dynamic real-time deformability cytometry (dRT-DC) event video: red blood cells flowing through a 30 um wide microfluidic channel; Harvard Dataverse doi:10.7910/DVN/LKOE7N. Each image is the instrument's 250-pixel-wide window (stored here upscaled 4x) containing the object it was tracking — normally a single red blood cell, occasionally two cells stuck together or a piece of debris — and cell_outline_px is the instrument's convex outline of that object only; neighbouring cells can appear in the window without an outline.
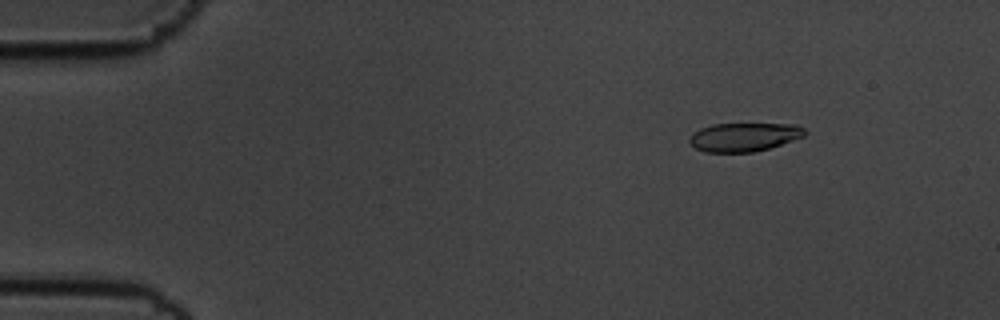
{"species": "common noctule bat (a hibernating species)", "species_latin": "Nyctalus noctula", "temperature_condition": "cold", "stored_images_in_passage": 55, "camera_frame_rate_fps": 3000, "um_per_image_px": 0.085, "animal": {"sex": "male", "body_mass_g": 19.5, "forearm_length_mm": 54.6}, "frame": {"image": 1, "passage_image": 6, "time_ms": 1.667, "image_size_px": [1000, 320], "cell_outline_px": [[808, 132], [804, 136], [768, 148], [752, 152], [704, 152], [696, 148], [688, 140], [688, 136], [692, 132], [700, 128], [712, 124], [796, 124], [804, 128]], "centroid_in_image_um": [63.21, 11.64], "position_along_channel_um": 21.8, "area_um2": 19.25}}
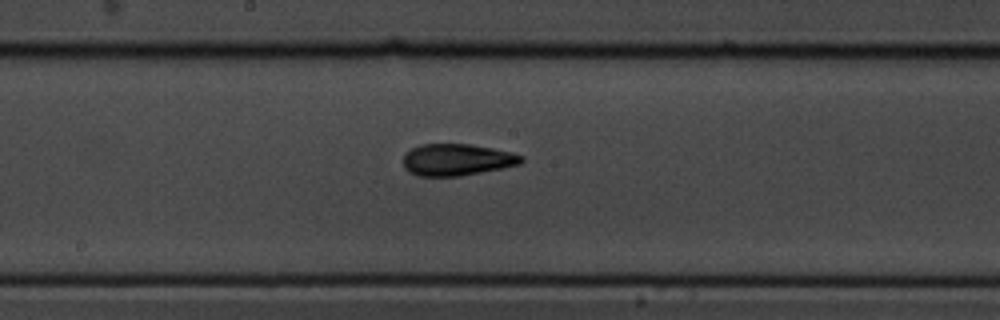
{"frame": {"image": 2, "passage_image": 29, "time_ms": 9.333, "image_size_px": [1000, 320], "cell_outline_px": [[524, 160], [520, 164], [460, 176], [416, 176], [408, 172], [404, 168], [404, 152], [420, 144], [468, 144], [492, 148], [512, 152], [524, 156]], "centroid_in_image_um": [38.81, 13.57], "position_along_channel_um": 209.4, "area_um2": 21.91}}
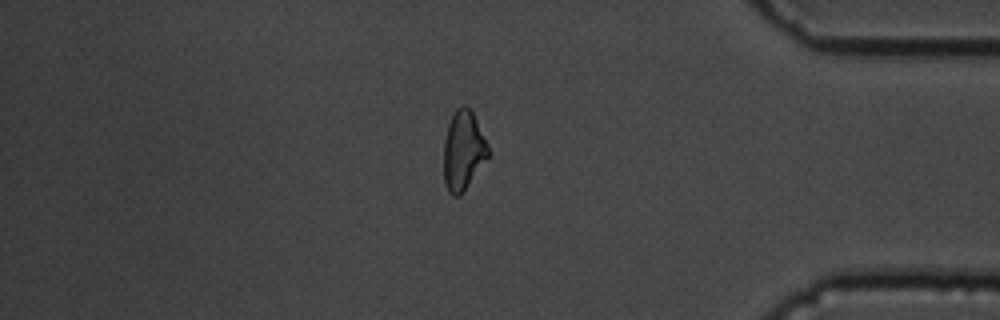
{"frame": {"image": 3, "passage_image": 47, "time_ms": 15.333, "image_size_px": [1000, 320], "cell_outline_px": [[488, 156], [460, 196], [452, 196], [448, 192], [444, 184], [444, 140], [448, 124], [456, 108], [460, 104], [464, 104], [472, 112], [488, 144]], "centroid_in_image_um": [39.35, 12.79], "position_along_channel_um": 395.9, "area_um2": 20.35}, "authors_computed_cell_mechanics": {"area_um2": 21.0392, "velocity_mm_per_s": 3.5532, "shape_relaxation_time_tau1_ms": 5.2566, "shape_relaxation_time_tau2_ms": 2.5655, "deformation_change_tau1": 0.1592, "deformation_change_tau2": 0.0919}}